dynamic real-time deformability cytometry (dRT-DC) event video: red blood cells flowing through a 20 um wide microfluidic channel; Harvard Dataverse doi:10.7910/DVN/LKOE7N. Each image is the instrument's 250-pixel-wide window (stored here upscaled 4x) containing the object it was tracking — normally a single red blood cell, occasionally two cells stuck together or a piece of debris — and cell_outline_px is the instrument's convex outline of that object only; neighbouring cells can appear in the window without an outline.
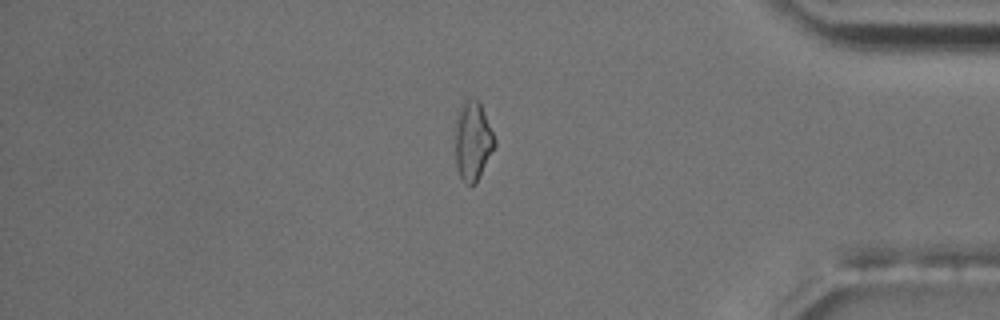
{"species": "common noctule bat (a hibernating species)", "species_latin": "Nyctalus noctula", "temperature_condition": "room temperature", "stored_images_in_passage": 55, "camera_frame_rate_fps": 3000, "um_per_image_px": 0.085, "animal": {"sex": "male", "body_mass_g": 17.5, "forearm_length_mm": 52.3}, "frame": {"image": 1, "passage_image": 47, "time_ms": 15.333, "image_size_px": [1000, 320], "cell_outline_px": [[496, 144], [476, 184], [472, 188], [460, 176], [456, 164], [456, 116], [460, 104], [464, 96], [476, 100], [480, 104], [496, 140]], "centroid_in_image_um": [40.18, 11.96], "position_along_channel_um": 395.0, "area_um2": 18.15}, "authors_computed_cell_mechanics": {"area_um2": 17.2244, "velocity_mm_per_s": 3.6984, "shape_relaxation_time_tau1_ms": null, "shape_relaxation_time_tau2_ms": 9.169, "deformation_change_tau1": null, "deformation_change_tau2": 0.1732}}